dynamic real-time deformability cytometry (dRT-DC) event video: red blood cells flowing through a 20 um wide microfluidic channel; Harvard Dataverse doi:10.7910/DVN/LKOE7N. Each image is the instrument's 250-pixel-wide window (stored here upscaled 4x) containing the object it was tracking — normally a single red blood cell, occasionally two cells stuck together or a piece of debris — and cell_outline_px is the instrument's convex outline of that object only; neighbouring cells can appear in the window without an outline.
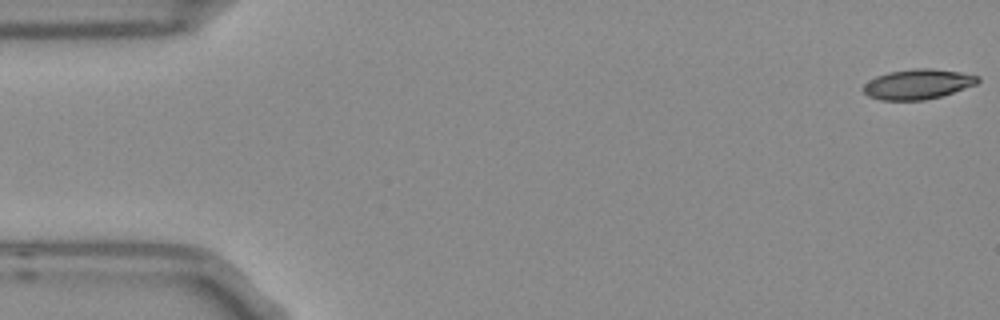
{"species": "Egyptian fruit bat (a non-hibernating species)", "species_latin": "Rousettus aegyptiacus", "temperature_condition": "room temperature", "stored_images_in_passage": 4, "camera_frame_rate_fps": 3000, "um_per_image_px": 0.085, "frame": {"image": 1, "passage_image": 1, "time_ms": 0.0, "image_size_px": [1000, 320], "cell_outline_px": [[980, 80], [976, 84], [940, 96], [924, 100], [880, 100], [868, 96], [860, 88], [868, 80], [876, 76], [888, 72], [916, 68], [932, 68], [960, 72], [980, 76]], "centroid_in_image_um": [77.97, 7.15], "position_along_channel_um": 7.0, "area_um2": 20.06}}
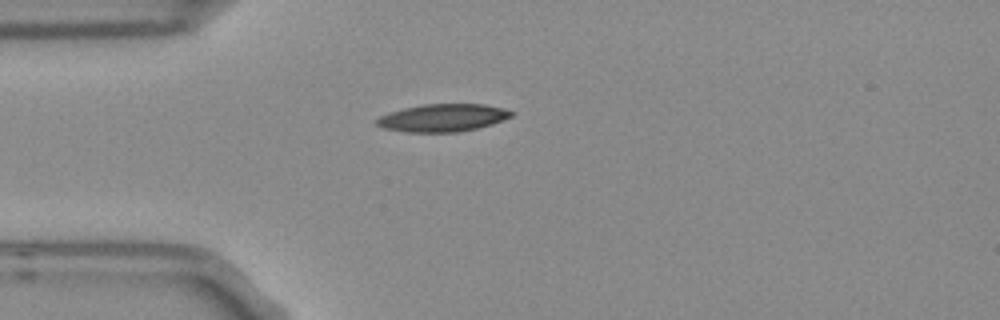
{"frame": {"image": 2, "passage_image": 4, "time_ms": 1.0, "image_size_px": [1000, 320], "cell_outline_px": [[516, 112], [512, 116], [492, 124], [460, 132], [408, 132], [384, 128], [376, 124], [376, 120], [380, 116], [404, 108], [424, 104], [484, 104], [504, 108]], "centroid_in_image_um": [37.68, 10.01], "position_along_channel_um": 47.3, "area_um2": 21.56}}